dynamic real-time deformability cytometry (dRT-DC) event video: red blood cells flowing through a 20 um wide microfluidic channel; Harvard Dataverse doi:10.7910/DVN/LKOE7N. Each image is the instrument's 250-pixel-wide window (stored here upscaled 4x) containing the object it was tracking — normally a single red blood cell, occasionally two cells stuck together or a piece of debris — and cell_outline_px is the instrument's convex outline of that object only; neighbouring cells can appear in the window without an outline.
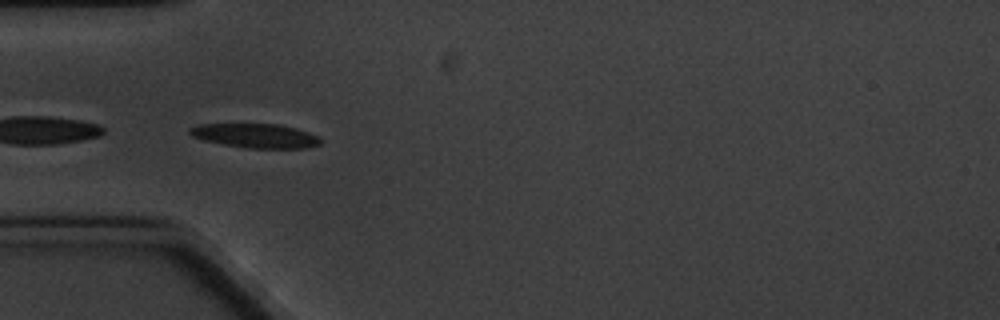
{"species": "common noctule bat (a hibernating species)", "species_latin": "Nyctalus noctula", "temperature_condition": "cold", "stored_images_in_passage": 5, "camera_frame_rate_fps": 3000, "um_per_image_px": 0.085, "animal": {"sex": "male", "body_mass_g": 20.1, "forearm_length_mm": 53.5}, "frame": {"image": 1, "passage_image": 4, "time_ms": 4.333, "image_size_px": [1000, 320], "cell_outline_px": [[320, 144], [308, 148], [248, 148], [224, 144], [204, 140], [192, 136], [188, 132], [188, 128], [200, 124], [276, 124], [296, 128], [308, 132], [316, 136], [320, 140]], "centroid_in_image_um": [21.7, 11.53], "position_along_channel_um": 63.3, "area_um2": 18.26}}